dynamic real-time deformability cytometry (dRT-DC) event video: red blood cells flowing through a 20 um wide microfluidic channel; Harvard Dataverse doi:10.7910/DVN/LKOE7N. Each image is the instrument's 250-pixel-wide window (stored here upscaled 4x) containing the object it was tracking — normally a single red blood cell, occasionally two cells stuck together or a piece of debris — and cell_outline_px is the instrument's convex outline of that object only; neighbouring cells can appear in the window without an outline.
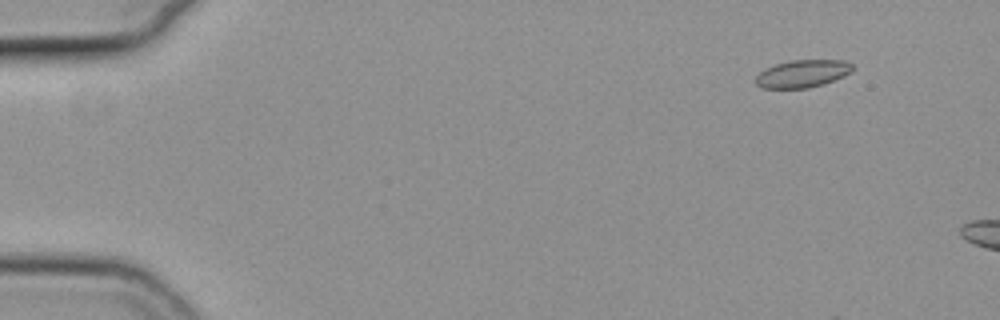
{"species": "common noctule bat (a hibernating species)", "species_latin": "Nyctalus noctula", "temperature_condition": "cold", "stored_images_in_passage": 10, "camera_frame_rate_fps": 3000, "um_per_image_px": 0.085, "animal": {"sex": "female", "body_mass_g": 19.3, "forearm_length_mm": 54.1}, "frame": {"image": 1, "passage_image": 6, "time_ms": 1.667, "image_size_px": [1000, 320], "cell_outline_px": [[856, 68], [852, 72], [844, 76], [824, 84], [808, 88], [764, 88], [756, 84], [756, 76], [764, 68], [776, 64], [792, 60], [844, 60], [852, 64]], "centroid_in_image_um": [68.25, 6.26], "position_along_channel_um": 16.7, "area_um2": 15.66}}